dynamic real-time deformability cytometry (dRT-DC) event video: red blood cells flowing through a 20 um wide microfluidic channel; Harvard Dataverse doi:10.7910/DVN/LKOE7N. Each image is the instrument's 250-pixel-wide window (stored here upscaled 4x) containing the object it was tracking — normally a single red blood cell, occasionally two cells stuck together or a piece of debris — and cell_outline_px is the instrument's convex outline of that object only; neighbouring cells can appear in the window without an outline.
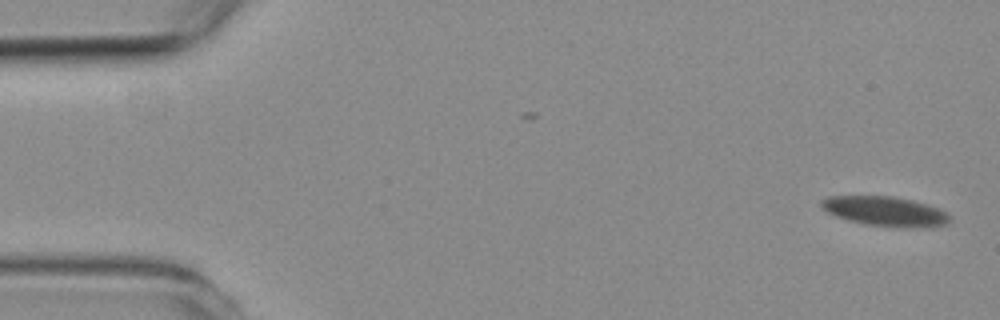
{"species": "common noctule bat (a hibernating species)", "species_latin": "Nyctalus noctula", "temperature_condition": "room temperature", "stored_images_in_passage": 4, "camera_frame_rate_fps": 3000, "um_per_image_px": 0.085, "animal": {"sex": "female", "body_mass_g": 19.3, "forearm_length_mm": 54.1}, "frame": {"image": 1, "passage_image": 1, "time_ms": 0.0, "image_size_px": [1000, 320], "cell_outline_px": [[948, 224], [868, 224], [836, 216], [820, 208], [820, 200], [828, 196], [892, 196], [912, 200], [948, 212]], "centroid_in_image_um": [75.08, 17.87], "position_along_channel_um": 9.9, "area_um2": 20.58}}